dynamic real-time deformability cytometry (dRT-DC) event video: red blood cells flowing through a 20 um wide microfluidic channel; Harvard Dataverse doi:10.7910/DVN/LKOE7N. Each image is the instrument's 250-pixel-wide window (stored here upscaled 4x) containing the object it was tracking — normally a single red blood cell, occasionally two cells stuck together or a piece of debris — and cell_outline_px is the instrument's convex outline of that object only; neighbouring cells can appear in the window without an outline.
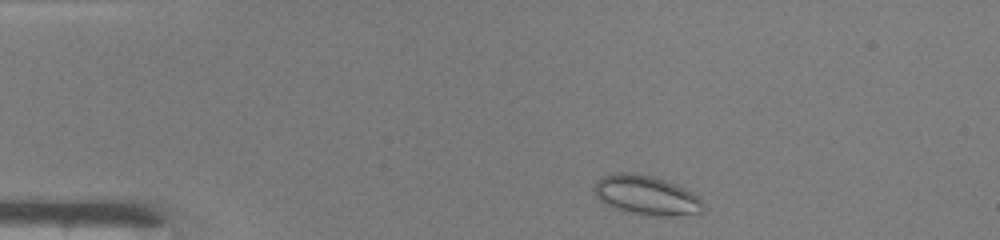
{"species": "common noctule bat (a hibernating species)", "species_latin": "Nyctalus noctula", "temperature_condition": "warm", "stored_images_in_passage": 41, "camera_frame_rate_fps": 3000, "um_per_image_px": 0.085, "animal": {"sex": "male", "body_mass_g": 19.0, "forearm_length_mm": 50.8}, "frame": {"image": 1, "passage_image": 2, "time_ms": 0.333, "image_size_px": [1000, 240], "cell_outline_px": [[704, 212], [676, 216], [640, 216], [612, 208], [604, 204], [596, 196], [592, 188], [596, 180], [600, 176], [612, 172], [636, 172], [652, 176], [676, 184], [700, 196], [704, 204]], "centroid_in_image_um": [54.9, 16.6], "position_along_channel_um": 30.1, "area_um2": 25.95}}
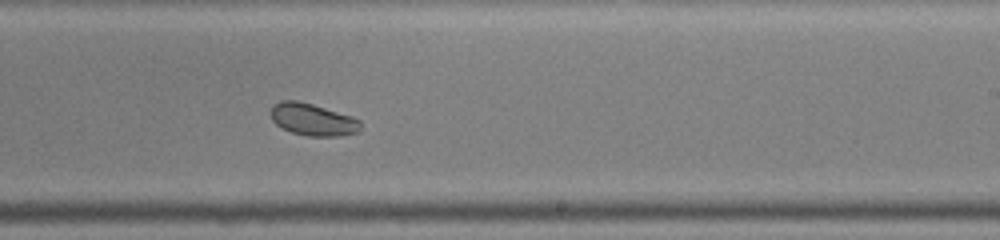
{"frame": {"image": 2, "passage_image": 23, "time_ms": 7.333, "image_size_px": [1000, 240], "cell_outline_px": [[360, 132], [340, 136], [308, 136], [292, 132], [276, 124], [272, 120], [268, 112], [272, 104], [280, 100], [296, 100], [312, 104], [352, 116], [360, 120]], "centroid_in_image_um": [26.55, 10.15], "position_along_channel_um": 262.4, "area_um2": 16.99}}
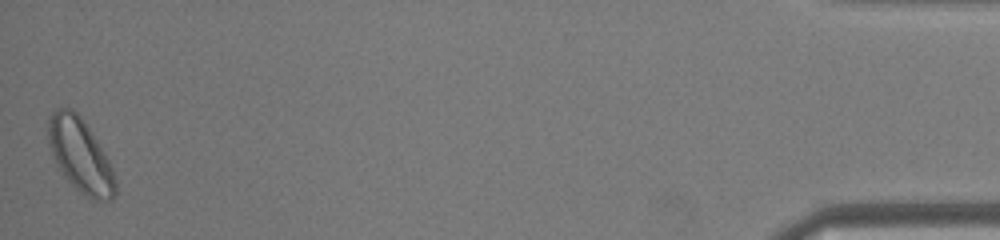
{"frame": {"image": 3, "passage_image": 41, "time_ms": 13.333, "image_size_px": [1000, 240], "cell_outline_px": [[116, 192], [112, 200], [92, 200], [80, 192], [64, 176], [48, 144], [48, 116], [56, 108], [72, 108], [80, 116], [104, 152], [112, 168], [116, 180]], "centroid_in_image_um": [6.83, 13.21], "position_along_channel_um": 428.4, "area_um2": 28.38}}